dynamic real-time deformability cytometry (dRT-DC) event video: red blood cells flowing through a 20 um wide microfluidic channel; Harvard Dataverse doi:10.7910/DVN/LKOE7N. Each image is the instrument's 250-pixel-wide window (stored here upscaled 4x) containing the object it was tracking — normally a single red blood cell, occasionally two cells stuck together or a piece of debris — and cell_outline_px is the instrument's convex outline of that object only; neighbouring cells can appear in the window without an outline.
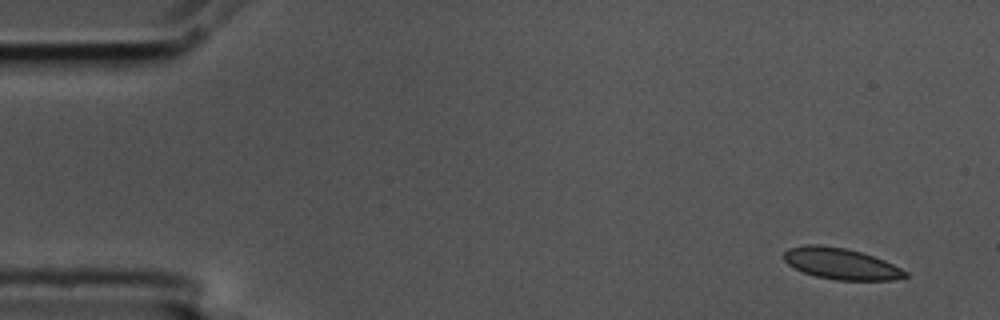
{"species": "common noctule bat (a hibernating species)", "species_latin": "Nyctalus noctula", "temperature_condition": "cold", "stored_images_in_passage": 3, "camera_frame_rate_fps": 3000, "um_per_image_px": 0.085, "animal": {"sex": "male", "body_mass_g": 17.5, "forearm_length_mm": 52.3}, "frame": {"image": 1, "passage_image": 1, "time_ms": 0.0, "image_size_px": [1000, 320], "cell_outline_px": [[908, 276], [892, 280], [836, 280], [816, 276], [804, 272], [788, 264], [784, 260], [784, 252], [788, 248], [808, 244], [816, 244], [844, 248], [860, 252], [884, 260], [908, 272]], "centroid_in_image_um": [71.47, 22.41], "position_along_channel_um": 13.5, "area_um2": 21.85}}
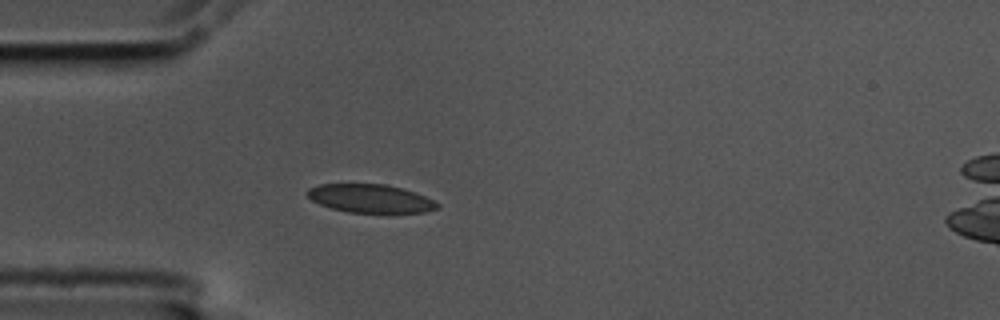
{"frame": {"image": 2, "passage_image": 3, "time_ms": 0.667, "image_size_px": [1000, 320], "cell_outline_px": [[440, 208], [424, 212], [348, 212], [332, 208], [320, 204], [312, 200], [304, 192], [308, 188], [320, 184], [384, 184], [400, 188], [424, 196], [440, 204]], "centroid_in_image_um": [31.44, 16.87], "position_along_channel_um": 53.6, "area_um2": 21.21}}